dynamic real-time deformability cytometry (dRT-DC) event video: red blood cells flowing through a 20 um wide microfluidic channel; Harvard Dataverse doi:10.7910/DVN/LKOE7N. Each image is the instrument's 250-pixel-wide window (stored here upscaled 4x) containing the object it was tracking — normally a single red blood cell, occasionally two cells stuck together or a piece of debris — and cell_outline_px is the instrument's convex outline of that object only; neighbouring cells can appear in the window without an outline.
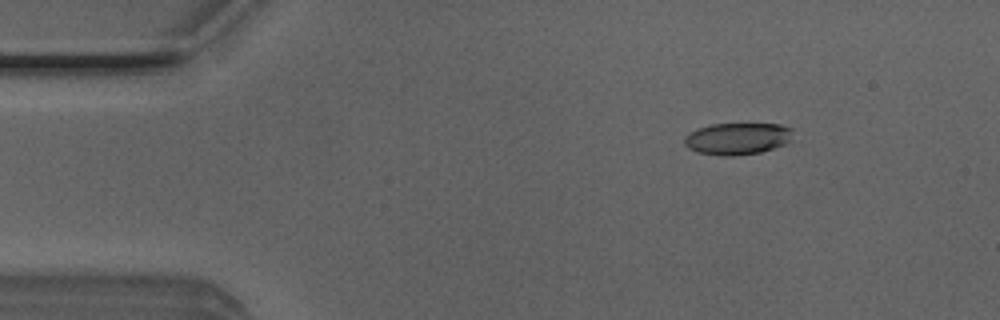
{"species": "Egyptian fruit bat (a non-hibernating species)", "species_latin": "Rousettus aegyptiacus", "temperature_condition": "room temperature", "stored_images_in_passage": 51, "camera_frame_rate_fps": 3000, "um_per_image_px": 0.085, "animal": {"sex": "male"}, "frame": {"image": 1, "passage_image": 7, "time_ms": 2.0, "image_size_px": [1000, 320], "cell_outline_px": [[792, 140], [784, 144], [760, 152], [732, 156], [728, 156], [700, 152], [688, 148], [684, 144], [684, 136], [696, 128], [708, 124], [780, 124], [792, 128]], "centroid_in_image_um": [62.67, 11.76], "position_along_channel_um": 22.3, "area_um2": 20.11}}
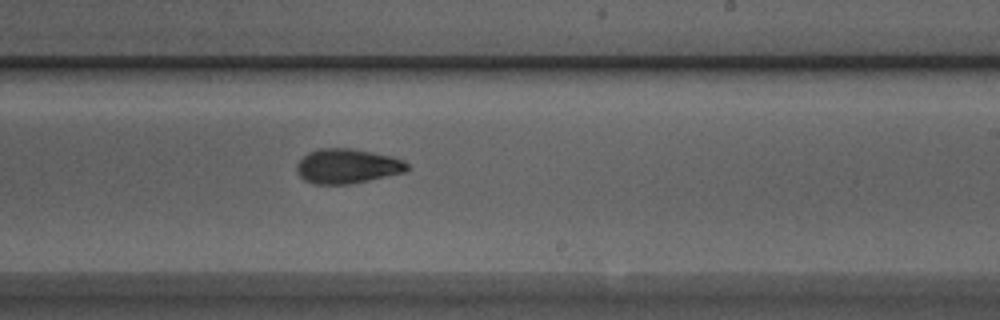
{"frame": {"image": 2, "passage_image": 30, "time_ms": 9.667, "image_size_px": [1000, 320], "cell_outline_px": [[408, 168], [404, 172], [368, 180], [348, 184], [312, 184], [304, 180], [296, 172], [296, 164], [308, 152], [316, 148], [352, 148], [392, 156], [404, 160], [408, 164]], "centroid_in_image_um": [29.48, 14.11], "position_along_channel_um": 259.5, "area_um2": 22.37}}
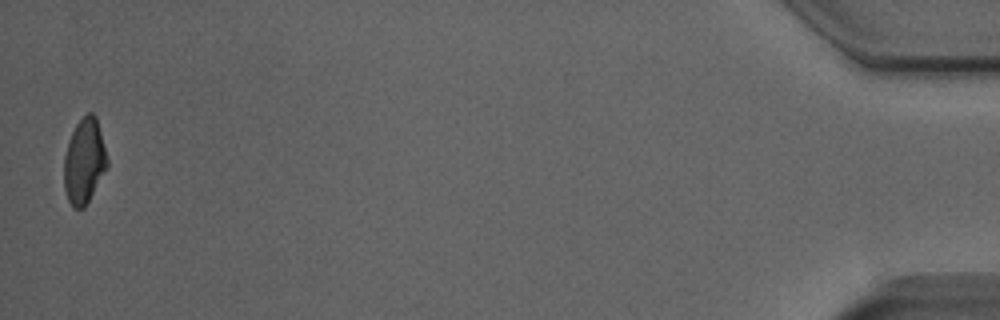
{"frame": {"image": 3, "passage_image": 50, "time_ms": 16.333, "image_size_px": [1000, 320], "cell_outline_px": [[108, 168], [84, 208], [72, 208], [68, 200], [64, 188], [64, 156], [72, 132], [76, 124], [88, 112], [92, 112], [96, 116], [108, 160]], "centroid_in_image_um": [7.17, 13.73], "position_along_channel_um": 428.0, "area_um2": 21.39}}